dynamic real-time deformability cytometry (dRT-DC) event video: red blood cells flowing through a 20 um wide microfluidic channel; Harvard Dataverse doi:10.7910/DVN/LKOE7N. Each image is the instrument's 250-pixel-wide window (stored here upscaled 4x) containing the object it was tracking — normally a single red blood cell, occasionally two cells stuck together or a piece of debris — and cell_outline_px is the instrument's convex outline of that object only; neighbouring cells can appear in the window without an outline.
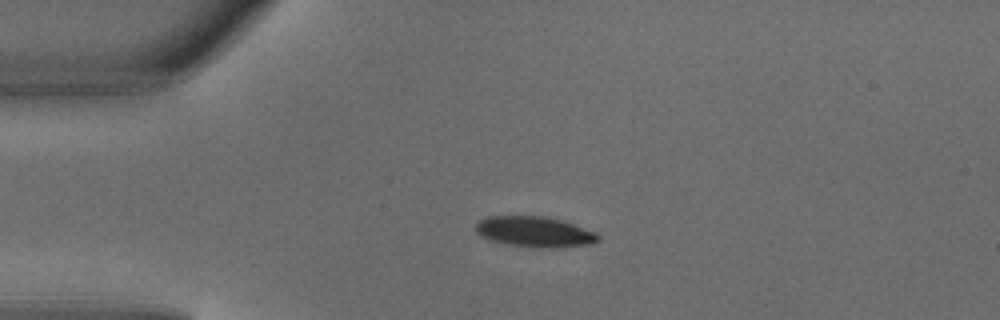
{"species": "common noctule bat (a hibernating species)", "species_latin": "Nyctalus noctula", "temperature_condition": "warm", "stored_images_in_passage": 4, "camera_frame_rate_fps": 3000, "um_per_image_px": 0.085, "animal": {"sex": "male", "body_mass_g": 18.8}, "frame": {"image": 1, "passage_image": 3, "time_ms": 0.667, "image_size_px": [1000, 320], "cell_outline_px": [[600, 240], [588, 244], [540, 248], [508, 244], [488, 240], [480, 236], [476, 232], [476, 224], [480, 220], [488, 216], [544, 216], [560, 220], [596, 232], [600, 236]], "centroid_in_image_um": [45.4, 19.69], "position_along_channel_um": 39.6, "area_um2": 21.5}}